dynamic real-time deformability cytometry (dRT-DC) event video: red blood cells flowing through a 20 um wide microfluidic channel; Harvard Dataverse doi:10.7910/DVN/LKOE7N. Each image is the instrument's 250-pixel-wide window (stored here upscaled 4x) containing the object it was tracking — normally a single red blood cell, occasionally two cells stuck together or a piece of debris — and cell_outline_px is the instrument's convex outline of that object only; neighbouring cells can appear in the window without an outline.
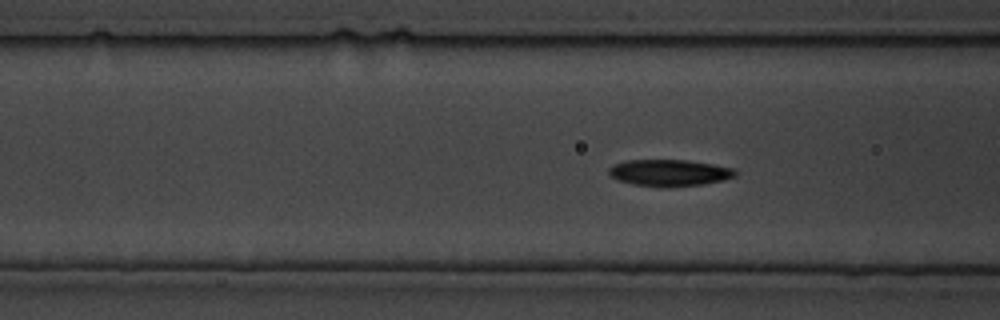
{"species": "common noctule bat (a hibernating species)", "species_latin": "Nyctalus noctula", "temperature_condition": "cold", "stored_images_in_passage": 93, "camera_frame_rate_fps": 3000, "um_per_image_px": 0.085, "animal": {"sex": "male", "body_mass_g": 19.5, "forearm_length_mm": 54.6}, "frame": {"image": 1, "passage_image": 17, "time_ms": 5.333, "image_size_px": [1000, 320], "cell_outline_px": [[736, 176], [724, 180], [704, 184], [636, 184], [620, 180], [612, 176], [608, 172], [608, 168], [612, 164], [624, 160], [688, 160], [712, 164], [732, 168], [736, 172]], "centroid_in_image_um": [56.9, 14.63], "position_along_channel_um": 109.7, "area_um2": 18.67}}
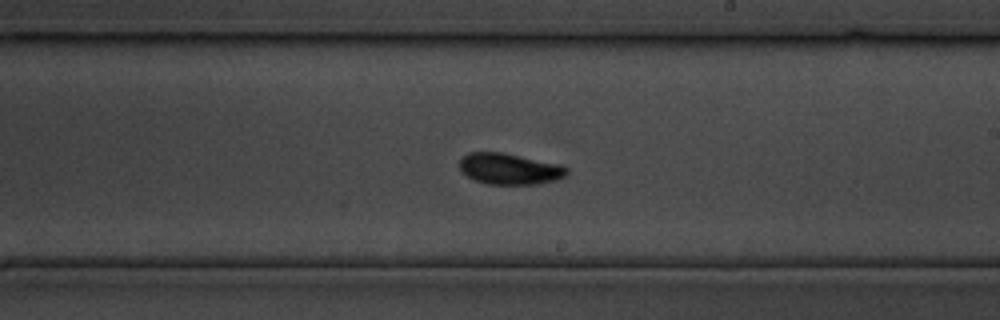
{"frame": {"image": 2, "passage_image": 42, "time_ms": 13.667, "image_size_px": [1000, 320], "cell_outline_px": [[568, 172], [564, 176], [556, 180], [536, 184], [488, 184], [476, 180], [460, 172], [460, 160], [468, 152], [504, 152], [560, 164], [568, 168]], "centroid_in_image_um": [43.31, 14.34], "position_along_channel_um": 245.7, "area_um2": 19.48}}
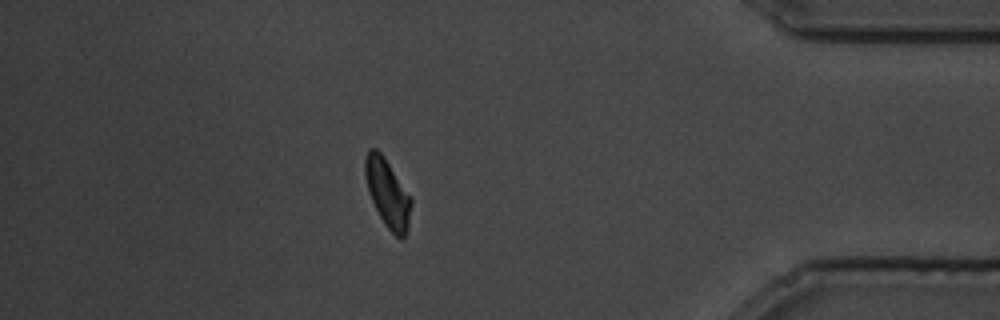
{"frame": {"image": 3, "passage_image": 77, "time_ms": 25.333, "image_size_px": [1000, 320], "cell_outline_px": [[412, 204], [408, 224], [404, 236], [400, 240], [384, 224], [372, 200], [364, 176], [364, 160], [368, 148], [376, 148], [384, 156], [412, 196]], "centroid_in_image_um": [32.95, 16.37], "position_along_channel_um": 402.3, "area_um2": 18.38}}